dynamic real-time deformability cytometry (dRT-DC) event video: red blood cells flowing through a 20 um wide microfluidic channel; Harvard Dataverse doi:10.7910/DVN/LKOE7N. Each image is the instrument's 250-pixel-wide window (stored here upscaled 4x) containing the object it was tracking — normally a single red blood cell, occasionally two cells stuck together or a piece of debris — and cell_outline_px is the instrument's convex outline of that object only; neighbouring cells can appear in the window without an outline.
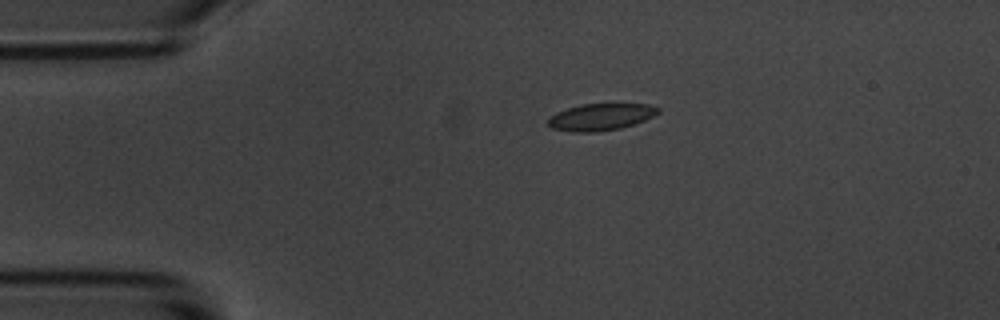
{"species": "common noctule bat (a hibernating species)", "species_latin": "Nyctalus noctula", "temperature_condition": "room temperature", "stored_images_in_passage": 9, "camera_frame_rate_fps": 3000, "um_per_image_px": 0.085, "animal": {"sex": "male", "body_mass_g": 20.1, "forearm_length_mm": 53.5}, "frame": {"image": 1, "passage_image": 1, "time_ms": 0.0, "image_size_px": [1000, 320], "cell_outline_px": [[660, 112], [644, 120], [620, 128], [596, 132], [572, 132], [552, 128], [548, 124], [548, 116], [556, 112], [580, 104], [648, 104], [660, 108]], "centroid_in_image_um": [51.03, 9.94], "position_along_channel_um": 34.0, "area_um2": 17.17}}
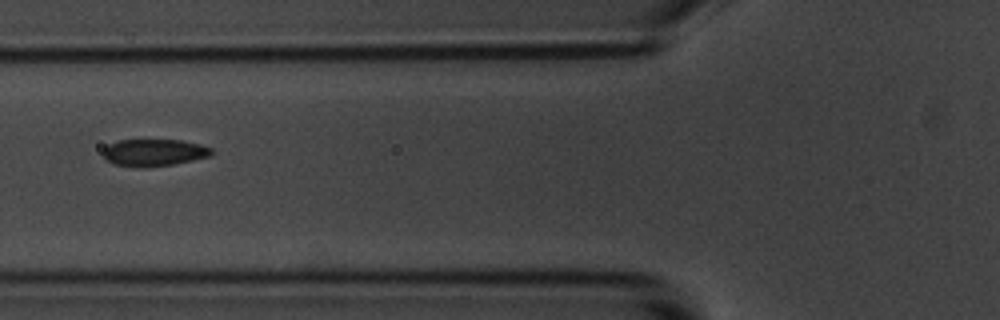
{"frame": {"image": 2, "passage_image": 4, "time_ms": 3.333, "image_size_px": [1000, 320], "cell_outline_px": [[212, 152], [208, 156], [192, 160], [172, 164], [116, 164], [108, 160], [104, 156], [104, 148], [108, 144], [116, 140], [180, 140], [200, 144], [212, 148]], "centroid_in_image_um": [13.12, 12.9], "position_along_channel_um": 112.7, "area_um2": 16.07}}
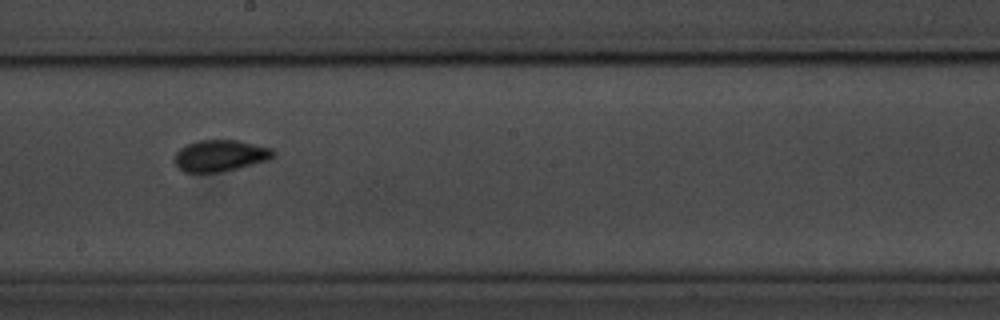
{"frame": {"image": 3, "passage_image": 7, "time_ms": 6.667, "image_size_px": [1000, 320], "cell_outline_px": [[276, 156], [268, 160], [220, 172], [184, 172], [172, 160], [176, 152], [180, 148], [196, 140], [236, 140], [272, 148], [276, 152]], "centroid_in_image_um": [18.71, 13.22], "position_along_channel_um": 229.5, "area_um2": 18.09}}